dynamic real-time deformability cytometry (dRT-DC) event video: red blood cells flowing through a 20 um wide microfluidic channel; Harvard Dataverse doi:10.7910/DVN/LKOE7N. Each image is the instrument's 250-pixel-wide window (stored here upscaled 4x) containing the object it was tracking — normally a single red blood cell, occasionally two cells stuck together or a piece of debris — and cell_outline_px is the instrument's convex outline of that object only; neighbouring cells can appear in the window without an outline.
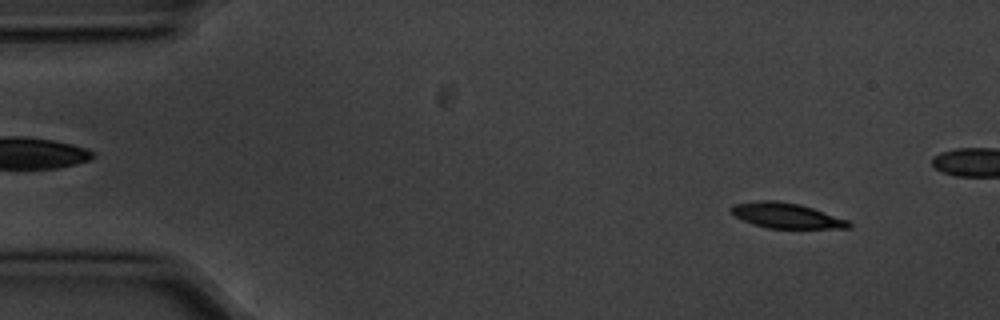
{"species": "common noctule bat (a hibernating species)", "species_latin": "Nyctalus noctula", "temperature_condition": "cold", "stored_images_in_passage": 6, "camera_frame_rate_fps": 3000, "um_per_image_px": 0.085, "animal": {"sex": "male", "body_mass_g": 20.1, "forearm_length_mm": 53.5}, "frame": {"image": 1, "passage_image": 1, "time_ms": 0.0, "image_size_px": [1000, 320], "cell_outline_px": [[852, 228], [768, 228], [752, 224], [736, 216], [732, 212], [732, 208], [736, 204], [760, 200], [776, 200], [800, 204], [848, 220], [852, 224]], "centroid_in_image_um": [66.88, 18.33], "position_along_channel_um": 18.1, "area_um2": 17.05}}